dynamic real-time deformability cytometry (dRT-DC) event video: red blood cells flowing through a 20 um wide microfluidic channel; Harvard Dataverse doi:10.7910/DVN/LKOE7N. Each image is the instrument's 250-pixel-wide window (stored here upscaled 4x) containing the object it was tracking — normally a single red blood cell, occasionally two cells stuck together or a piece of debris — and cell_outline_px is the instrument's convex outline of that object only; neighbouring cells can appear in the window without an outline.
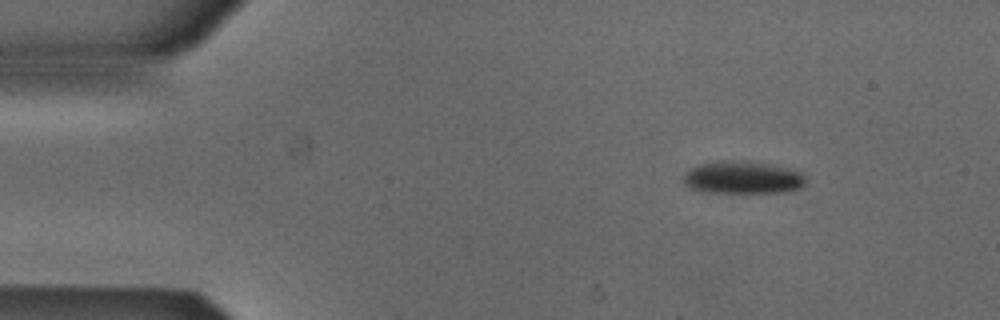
{"species": "Egyptian fruit bat (a non-hibernating species)", "species_latin": "Rousettus aegyptiacus", "temperature_condition": "cold", "stored_images_in_passage": 4, "camera_frame_rate_fps": 3000, "um_per_image_px": 0.085, "animal": {"sex": "male"}, "frame": {"image": 1, "passage_image": 1, "time_ms": 0.0, "image_size_px": [1000, 320], "cell_outline_px": [[804, 184], [800, 188], [788, 192], [704, 192], [688, 188], [684, 184], [684, 176], [688, 168], [700, 164], [716, 160], [752, 160], [776, 164], [800, 172], [804, 176]], "centroid_in_image_um": [63.11, 15.06], "position_along_channel_um": 21.9, "area_um2": 23.76}}
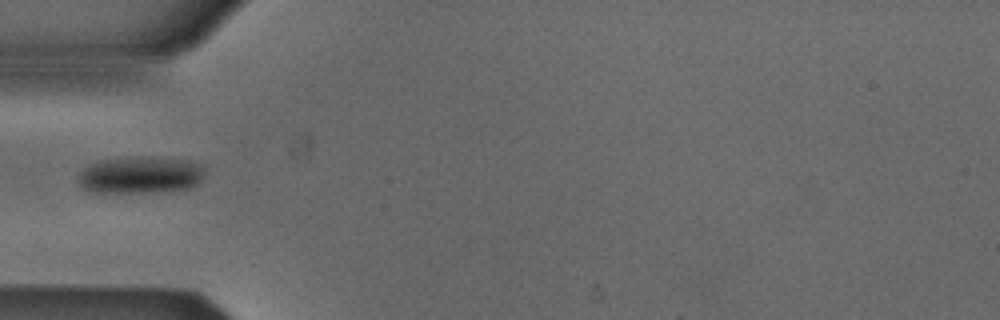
{"frame": {"image": 2, "passage_image": 4, "time_ms": 1.0, "image_size_px": [1000, 320], "cell_outline_px": [[204, 172], [200, 180], [196, 184], [188, 188], [160, 192], [92, 192], [80, 188], [76, 180], [76, 176], [84, 168], [100, 160], [132, 156], [144, 156], [188, 160], [200, 164], [204, 168]], "centroid_in_image_um": [11.88, 14.87], "position_along_channel_um": 73.1, "area_um2": 27.63}}